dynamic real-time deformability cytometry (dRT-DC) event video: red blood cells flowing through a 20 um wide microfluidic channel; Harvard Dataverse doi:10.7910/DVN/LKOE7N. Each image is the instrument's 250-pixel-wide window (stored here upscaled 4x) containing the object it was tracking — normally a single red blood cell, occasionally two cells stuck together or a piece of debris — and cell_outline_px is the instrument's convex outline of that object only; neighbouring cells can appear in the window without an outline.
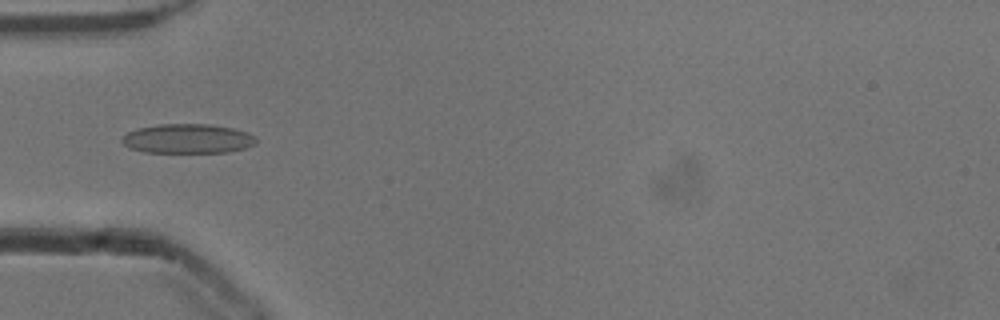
{"species": "common noctule bat (a hibernating species)", "species_latin": "Nyctalus noctula", "temperature_condition": "cold", "stored_images_in_passage": 20, "camera_frame_rate_fps": 3000, "um_per_image_px": 0.085, "animal": {"sex": "male", "body_mass_g": 13.3}, "frame": {"image": 1, "passage_image": 7, "time_ms": 2.0, "image_size_px": [1000, 320], "cell_outline_px": [[256, 144], [244, 148], [228, 152], [144, 152], [128, 148], [120, 140], [120, 136], [128, 132], [140, 128], [160, 124], [212, 124], [232, 128], [248, 132], [256, 136]], "centroid_in_image_um": [15.95, 11.78], "position_along_channel_um": 69.1, "area_um2": 23.12}}
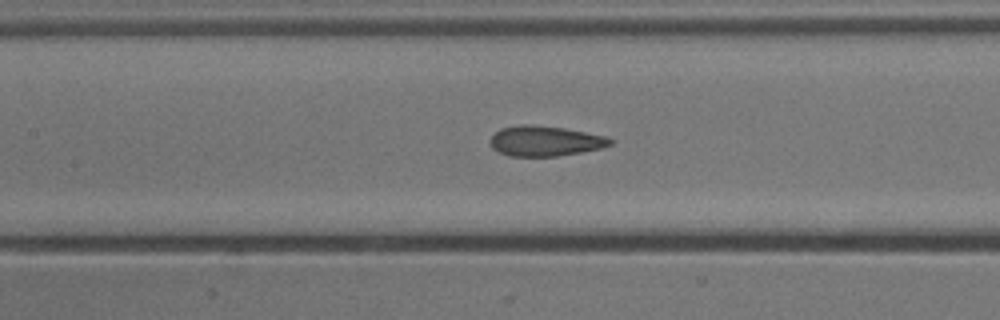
{"frame": {"image": 2, "passage_image": 14, "time_ms": 4.333, "image_size_px": [1000, 320], "cell_outline_px": [[612, 144], [600, 148], [580, 152], [556, 156], [508, 156], [492, 148], [492, 136], [500, 128], [520, 124], [528, 124], [564, 128], [604, 136], [612, 140]], "centroid_in_image_um": [46.3, 11.98], "position_along_channel_um": 161.1, "area_um2": 20.81}}
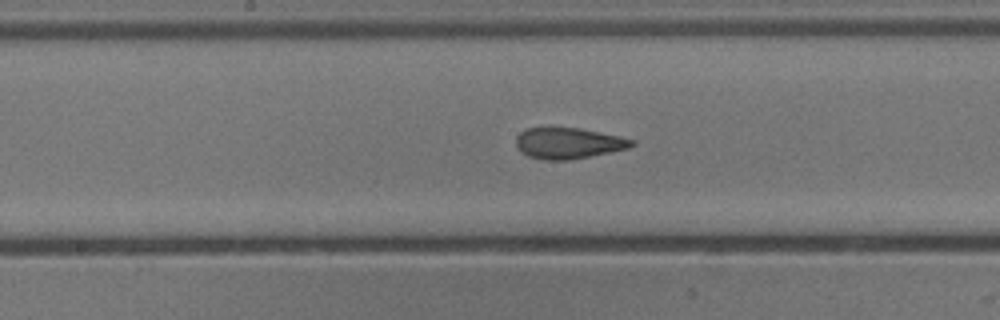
{"frame": {"image": 3, "passage_image": 17, "time_ms": 5.333, "image_size_px": [1000, 320], "cell_outline_px": [[636, 144], [628, 148], [568, 160], [544, 160], [528, 156], [520, 152], [516, 144], [516, 136], [520, 132], [528, 128], [580, 128], [620, 136], [636, 140]], "centroid_in_image_um": [48.3, 12.17], "position_along_channel_um": 199.9, "area_um2": 20.81}}